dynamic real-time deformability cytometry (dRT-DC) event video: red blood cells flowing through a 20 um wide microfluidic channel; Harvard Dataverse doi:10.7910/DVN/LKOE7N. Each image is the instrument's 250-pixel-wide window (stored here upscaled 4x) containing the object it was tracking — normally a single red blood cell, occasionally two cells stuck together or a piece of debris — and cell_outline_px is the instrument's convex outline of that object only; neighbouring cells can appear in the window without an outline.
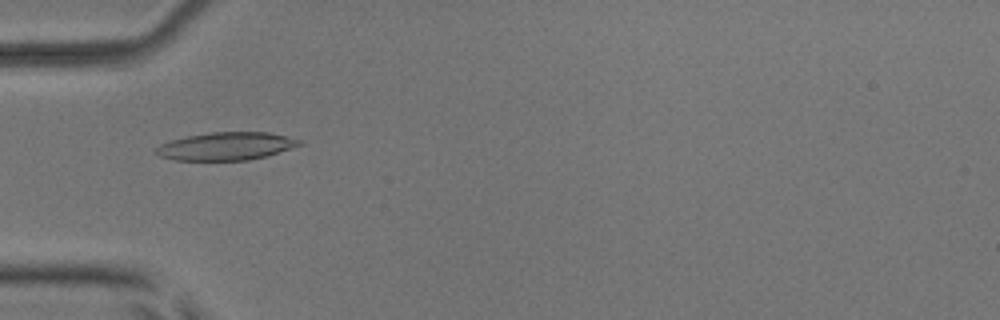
{"species": "common noctule bat (a hibernating species)", "species_latin": "Nyctalus noctula", "temperature_condition": "room temperature", "stored_images_in_passage": 7, "camera_frame_rate_fps": 3000, "um_per_image_px": 0.085, "animal": {"sex": "male", "body_mass_g": 17.9, "forearm_length_mm": 54.2}, "frame": {"image": 1, "passage_image": 5, "time_ms": 4.667, "image_size_px": [1000, 320], "cell_outline_px": [[304, 144], [268, 156], [248, 160], [176, 160], [160, 156], [156, 152], [156, 148], [160, 144], [172, 140], [188, 136], [212, 132], [268, 132], [304, 140]], "centroid_in_image_um": [19.3, 12.42], "position_along_channel_um": 65.7, "area_um2": 23.29}}
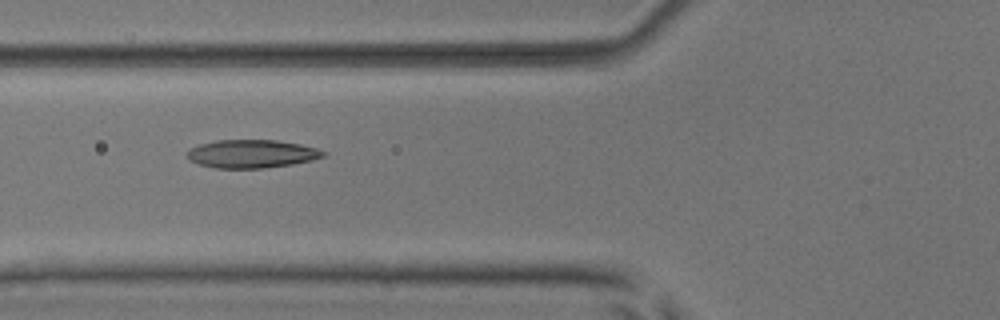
{"frame": {"image": 2, "passage_image": 6, "time_ms": 5.667, "image_size_px": [1000, 320], "cell_outline_px": [[328, 152], [324, 156], [312, 160], [292, 164], [264, 168], [216, 168], [200, 164], [188, 160], [184, 156], [188, 148], [200, 144], [216, 140], [276, 140], [300, 144], [316, 148]], "centroid_in_image_um": [21.35, 13.07], "position_along_channel_um": 104.4, "area_um2": 22.54}}
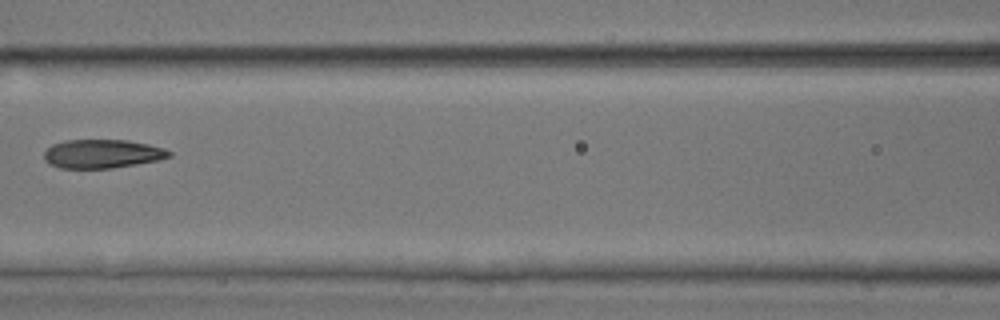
{"frame": {"image": 3, "passage_image": 7, "time_ms": 7.0, "image_size_px": [1000, 320], "cell_outline_px": [[172, 156], [160, 160], [112, 168], [60, 168], [48, 164], [44, 160], [44, 152], [52, 144], [64, 140], [128, 140], [148, 144], [164, 148], [172, 152]], "centroid_in_image_um": [8.69, 13.07], "position_along_channel_um": 157.9, "area_um2": 21.1}}